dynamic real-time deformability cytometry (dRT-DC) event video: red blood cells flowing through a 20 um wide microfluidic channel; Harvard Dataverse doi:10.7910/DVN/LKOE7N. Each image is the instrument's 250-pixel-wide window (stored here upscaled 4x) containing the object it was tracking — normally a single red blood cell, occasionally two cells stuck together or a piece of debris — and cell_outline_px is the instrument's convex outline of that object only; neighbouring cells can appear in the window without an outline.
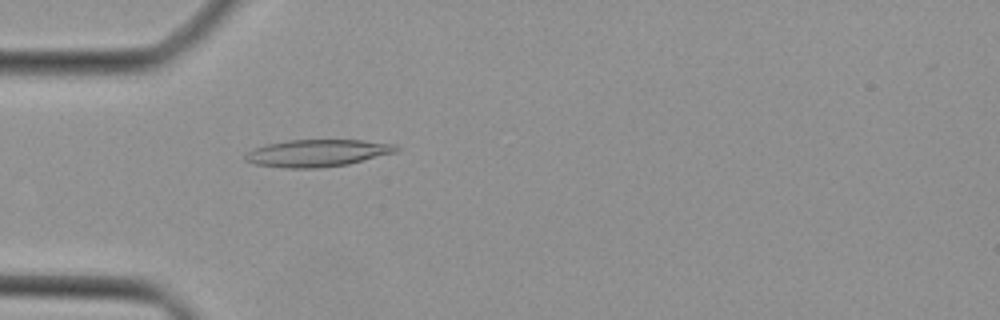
{"species": "Egyptian fruit bat (a non-hibernating species)", "species_latin": "Rousettus aegyptiacus", "temperature_condition": "cold", "stored_images_in_passage": 41, "camera_frame_rate_fps": 3000, "um_per_image_px": 0.085, "animal": {"sex": "female"}, "frame": {"image": 1, "passage_image": 10, "time_ms": 3.0, "image_size_px": [1000, 320], "cell_outline_px": [[400, 148], [396, 152], [348, 164], [320, 168], [284, 168], [256, 164], [244, 160], [244, 156], [248, 152], [256, 148], [268, 144], [288, 140], [360, 140], [396, 144]], "centroid_in_image_um": [27.0, 13.01], "position_along_channel_um": 58.0, "area_um2": 23.76}}
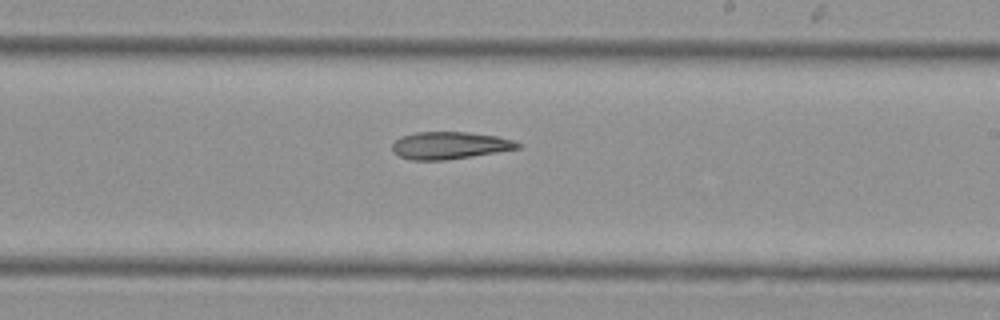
{"frame": {"image": 2, "passage_image": 23, "time_ms": 7.333, "image_size_px": [1000, 320], "cell_outline_px": [[520, 148], [472, 156], [444, 160], [412, 160], [400, 156], [392, 152], [392, 144], [400, 136], [416, 132], [468, 132], [496, 136], [512, 140], [520, 144]], "centroid_in_image_um": [38.18, 12.36], "position_along_channel_um": 250.8, "area_um2": 19.83}}
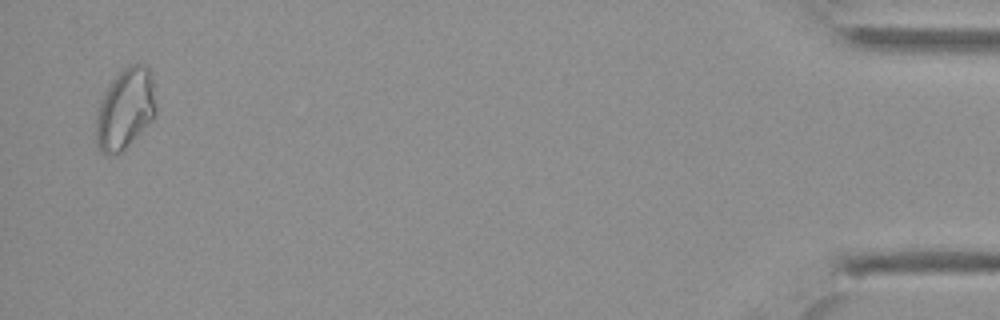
{"frame": {"image": 3, "passage_image": 40, "time_ms": 13.0, "image_size_px": [1000, 320], "cell_outline_px": [[156, 116], [120, 152], [104, 156], [100, 152], [96, 144], [96, 116], [100, 100], [104, 92], [120, 68], [128, 64], [144, 60], [148, 64], [152, 80], [156, 108]], "centroid_in_image_um": [10.64, 9.18], "position_along_channel_um": 424.6, "area_um2": 28.67}}